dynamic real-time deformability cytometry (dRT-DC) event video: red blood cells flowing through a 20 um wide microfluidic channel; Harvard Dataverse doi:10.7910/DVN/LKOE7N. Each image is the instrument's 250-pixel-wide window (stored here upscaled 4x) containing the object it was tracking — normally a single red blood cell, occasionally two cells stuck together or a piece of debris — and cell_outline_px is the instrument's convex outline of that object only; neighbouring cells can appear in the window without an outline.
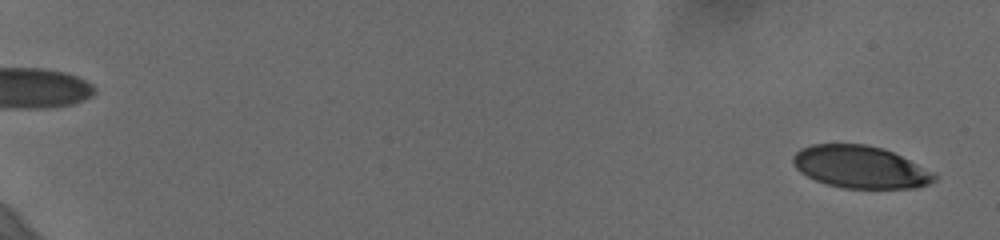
{"species": "human", "species_latin": "Homo sapiens", "temperature_condition": "cold", "stored_images_in_passage": 48, "camera_frame_rate_fps": 3000, "um_per_image_px": 0.085, "donor": {"sex": "female"}, "frame": {"image": 1, "passage_image": 1, "time_ms": 0.0, "image_size_px": [1000, 240], "cell_outline_px": [[924, 180], [920, 184], [880, 188], [868, 188], [840, 184], [800, 164], [796, 160], [808, 148], [828, 144], [844, 144], [872, 148], [888, 152], [904, 160]], "centroid_in_image_um": [73.05, 14.14], "position_along_channel_um": 11.9, "area_um2": 27.34}}
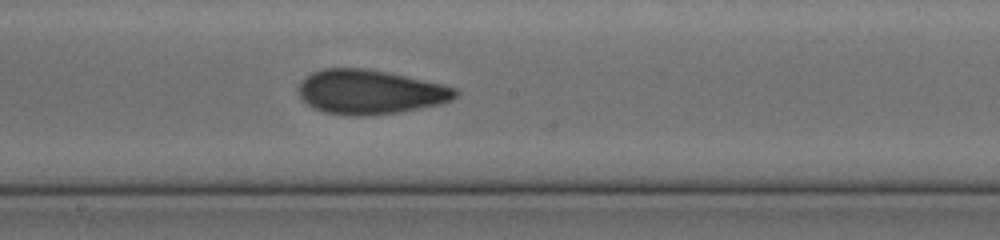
{"frame": {"image": 2, "passage_image": 35, "time_ms": 11.333, "image_size_px": [1000, 240], "cell_outline_px": [[448, 96], [436, 100], [388, 108], [332, 108], [320, 104], [312, 96], [308, 88], [308, 84], [316, 76], [328, 72], [352, 72], [384, 76], [424, 84], [440, 88], [448, 92]], "centroid_in_image_um": [31.42, 7.74], "position_along_channel_um": 216.8, "area_um2": 26.99}}
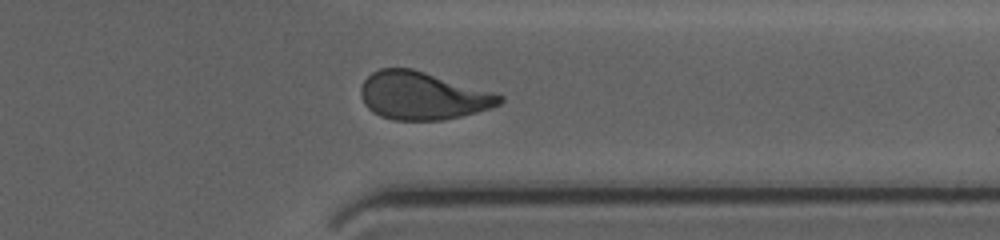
{"frame": {"image": 3, "passage_image": 48, "time_ms": 15.667, "image_size_px": [1000, 240], "cell_outline_px": [[500, 100], [492, 104], [480, 108], [448, 116], [388, 116], [380, 112], [368, 80], [372, 76], [380, 72], [392, 68], [400, 68], [416, 72], [500, 96]], "centroid_in_image_um": [36.06, 8.07], "position_along_channel_um": 375.3, "area_um2": 30.58}}